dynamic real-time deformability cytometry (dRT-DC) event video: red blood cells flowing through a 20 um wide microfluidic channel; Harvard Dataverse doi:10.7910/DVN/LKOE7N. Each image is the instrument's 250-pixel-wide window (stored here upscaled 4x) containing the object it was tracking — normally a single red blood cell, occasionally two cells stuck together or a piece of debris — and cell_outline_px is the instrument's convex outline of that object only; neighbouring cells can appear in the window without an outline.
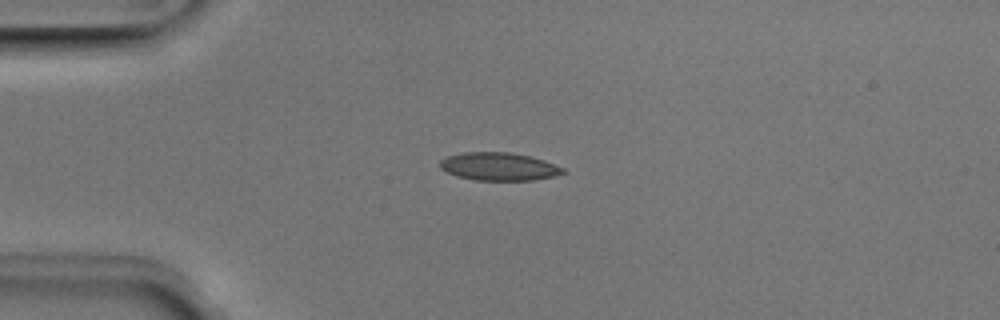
{"species": "Egyptian fruit bat (a non-hibernating species)", "species_latin": "Rousettus aegyptiacus", "temperature_condition": "room temperature", "stored_images_in_passage": 3, "camera_frame_rate_fps": 3000, "um_per_image_px": 0.085, "animal": {"sex": "male"}, "frame": {"image": 1, "passage_image": 1, "time_ms": 0.0, "image_size_px": [1000, 320], "cell_outline_px": [[568, 172], [556, 176], [532, 180], [476, 180], [456, 176], [440, 168], [440, 160], [448, 156], [464, 152], [508, 152], [528, 156], [544, 160], [564, 168]], "centroid_in_image_um": [42.43, 14.16], "position_along_channel_um": 42.6, "area_um2": 20.0}}